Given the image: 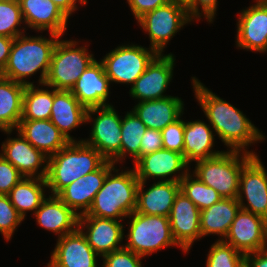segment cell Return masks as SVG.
Here are the masks:
<instances>
[{"mask_svg": "<svg viewBox=\"0 0 267 267\" xmlns=\"http://www.w3.org/2000/svg\"><path fill=\"white\" fill-rule=\"evenodd\" d=\"M195 98L199 102L212 129L229 150L250 153L249 145L264 141L265 136L251 123L250 119L235 106L210 91L196 77H192Z\"/></svg>", "mask_w": 267, "mask_h": 267, "instance_id": "6da1fadb", "label": "cell"}, {"mask_svg": "<svg viewBox=\"0 0 267 267\" xmlns=\"http://www.w3.org/2000/svg\"><path fill=\"white\" fill-rule=\"evenodd\" d=\"M50 39L44 36L19 35L14 38L7 64L1 76L17 83L33 85L27 77L40 70L39 85H44L51 63L54 47L62 37L49 33Z\"/></svg>", "mask_w": 267, "mask_h": 267, "instance_id": "7a4b0ae2", "label": "cell"}, {"mask_svg": "<svg viewBox=\"0 0 267 267\" xmlns=\"http://www.w3.org/2000/svg\"><path fill=\"white\" fill-rule=\"evenodd\" d=\"M107 160L83 139L71 141L48 157L47 187L58 195L66 186L98 170Z\"/></svg>", "mask_w": 267, "mask_h": 267, "instance_id": "3957f363", "label": "cell"}, {"mask_svg": "<svg viewBox=\"0 0 267 267\" xmlns=\"http://www.w3.org/2000/svg\"><path fill=\"white\" fill-rule=\"evenodd\" d=\"M112 171L115 174H112ZM111 169L96 193L88 212L82 216H95L123 220L136 210L139 180L134 169L118 173ZM124 217V218H123Z\"/></svg>", "mask_w": 267, "mask_h": 267, "instance_id": "277c9868", "label": "cell"}, {"mask_svg": "<svg viewBox=\"0 0 267 267\" xmlns=\"http://www.w3.org/2000/svg\"><path fill=\"white\" fill-rule=\"evenodd\" d=\"M253 157L250 153L227 149L217 156L197 161L193 174L223 198H237L240 173Z\"/></svg>", "mask_w": 267, "mask_h": 267, "instance_id": "5b68a950", "label": "cell"}, {"mask_svg": "<svg viewBox=\"0 0 267 267\" xmlns=\"http://www.w3.org/2000/svg\"><path fill=\"white\" fill-rule=\"evenodd\" d=\"M128 218L131 221L125 249L145 257L168 246H179L173 238L168 217L134 211Z\"/></svg>", "mask_w": 267, "mask_h": 267, "instance_id": "8992f818", "label": "cell"}, {"mask_svg": "<svg viewBox=\"0 0 267 267\" xmlns=\"http://www.w3.org/2000/svg\"><path fill=\"white\" fill-rule=\"evenodd\" d=\"M73 40H58L44 85L56 90L70 91L80 75L95 61L86 46L77 47Z\"/></svg>", "mask_w": 267, "mask_h": 267, "instance_id": "52a82bcc", "label": "cell"}, {"mask_svg": "<svg viewBox=\"0 0 267 267\" xmlns=\"http://www.w3.org/2000/svg\"><path fill=\"white\" fill-rule=\"evenodd\" d=\"M95 114H98L97 117L92 118ZM91 120L93 127L90 138L83 141L95 148L107 161H112L114 164L121 163V116L109 104L87 109L86 122Z\"/></svg>", "mask_w": 267, "mask_h": 267, "instance_id": "ba28073f", "label": "cell"}, {"mask_svg": "<svg viewBox=\"0 0 267 267\" xmlns=\"http://www.w3.org/2000/svg\"><path fill=\"white\" fill-rule=\"evenodd\" d=\"M157 55L151 48L127 44L111 50L101 63L110 83H126L132 86Z\"/></svg>", "mask_w": 267, "mask_h": 267, "instance_id": "9c48e42d", "label": "cell"}, {"mask_svg": "<svg viewBox=\"0 0 267 267\" xmlns=\"http://www.w3.org/2000/svg\"><path fill=\"white\" fill-rule=\"evenodd\" d=\"M137 21L149 35V47L158 54H163L165 46L181 27L194 20L189 17L185 5L169 2L144 14Z\"/></svg>", "mask_w": 267, "mask_h": 267, "instance_id": "30bf717a", "label": "cell"}, {"mask_svg": "<svg viewBox=\"0 0 267 267\" xmlns=\"http://www.w3.org/2000/svg\"><path fill=\"white\" fill-rule=\"evenodd\" d=\"M223 242L245 256L266 249V219L240 208Z\"/></svg>", "mask_w": 267, "mask_h": 267, "instance_id": "8fae6325", "label": "cell"}, {"mask_svg": "<svg viewBox=\"0 0 267 267\" xmlns=\"http://www.w3.org/2000/svg\"><path fill=\"white\" fill-rule=\"evenodd\" d=\"M237 200L242 209L267 219V170L259 155L242 168Z\"/></svg>", "mask_w": 267, "mask_h": 267, "instance_id": "7c38bea8", "label": "cell"}, {"mask_svg": "<svg viewBox=\"0 0 267 267\" xmlns=\"http://www.w3.org/2000/svg\"><path fill=\"white\" fill-rule=\"evenodd\" d=\"M174 63L175 58L172 53L158 54L131 86L130 96L139 102L171 96L164 93L172 80Z\"/></svg>", "mask_w": 267, "mask_h": 267, "instance_id": "4fadbf2b", "label": "cell"}, {"mask_svg": "<svg viewBox=\"0 0 267 267\" xmlns=\"http://www.w3.org/2000/svg\"><path fill=\"white\" fill-rule=\"evenodd\" d=\"M134 165L135 174L142 182L149 178L180 182L190 171L182 154L164 148L140 157Z\"/></svg>", "mask_w": 267, "mask_h": 267, "instance_id": "5bb4252c", "label": "cell"}, {"mask_svg": "<svg viewBox=\"0 0 267 267\" xmlns=\"http://www.w3.org/2000/svg\"><path fill=\"white\" fill-rule=\"evenodd\" d=\"M174 240L184 253L200 240V209L181 191L176 195L168 216Z\"/></svg>", "mask_w": 267, "mask_h": 267, "instance_id": "9a60e30c", "label": "cell"}, {"mask_svg": "<svg viewBox=\"0 0 267 267\" xmlns=\"http://www.w3.org/2000/svg\"><path fill=\"white\" fill-rule=\"evenodd\" d=\"M238 16L236 44L245 50L267 52V0H255Z\"/></svg>", "mask_w": 267, "mask_h": 267, "instance_id": "2e32d148", "label": "cell"}, {"mask_svg": "<svg viewBox=\"0 0 267 267\" xmlns=\"http://www.w3.org/2000/svg\"><path fill=\"white\" fill-rule=\"evenodd\" d=\"M120 221L95 216H79L78 228L85 235L92 249L102 257L124 248V245H121L124 239V225Z\"/></svg>", "mask_w": 267, "mask_h": 267, "instance_id": "e0dca14e", "label": "cell"}, {"mask_svg": "<svg viewBox=\"0 0 267 267\" xmlns=\"http://www.w3.org/2000/svg\"><path fill=\"white\" fill-rule=\"evenodd\" d=\"M17 136L9 137L2 143L0 154L24 177L46 178L48 157L33 147L19 132Z\"/></svg>", "mask_w": 267, "mask_h": 267, "instance_id": "ac0fdd59", "label": "cell"}, {"mask_svg": "<svg viewBox=\"0 0 267 267\" xmlns=\"http://www.w3.org/2000/svg\"><path fill=\"white\" fill-rule=\"evenodd\" d=\"M97 256L82 231L59 237L47 267H97Z\"/></svg>", "mask_w": 267, "mask_h": 267, "instance_id": "d6986e66", "label": "cell"}, {"mask_svg": "<svg viewBox=\"0 0 267 267\" xmlns=\"http://www.w3.org/2000/svg\"><path fill=\"white\" fill-rule=\"evenodd\" d=\"M114 166L115 164L112 161H106L98 170L73 181L57 196L78 216L86 214L96 193L101 189L108 172Z\"/></svg>", "mask_w": 267, "mask_h": 267, "instance_id": "ffe728a7", "label": "cell"}, {"mask_svg": "<svg viewBox=\"0 0 267 267\" xmlns=\"http://www.w3.org/2000/svg\"><path fill=\"white\" fill-rule=\"evenodd\" d=\"M110 80L101 61H93L80 75L70 92L86 108L107 106Z\"/></svg>", "mask_w": 267, "mask_h": 267, "instance_id": "44dd1931", "label": "cell"}, {"mask_svg": "<svg viewBox=\"0 0 267 267\" xmlns=\"http://www.w3.org/2000/svg\"><path fill=\"white\" fill-rule=\"evenodd\" d=\"M18 2L28 28L64 35L68 17L52 0H18Z\"/></svg>", "mask_w": 267, "mask_h": 267, "instance_id": "7402d4cb", "label": "cell"}, {"mask_svg": "<svg viewBox=\"0 0 267 267\" xmlns=\"http://www.w3.org/2000/svg\"><path fill=\"white\" fill-rule=\"evenodd\" d=\"M146 182H139L137 189L136 212L145 215L168 217L176 195L180 191V182L158 181L144 190Z\"/></svg>", "mask_w": 267, "mask_h": 267, "instance_id": "603a6c76", "label": "cell"}, {"mask_svg": "<svg viewBox=\"0 0 267 267\" xmlns=\"http://www.w3.org/2000/svg\"><path fill=\"white\" fill-rule=\"evenodd\" d=\"M183 110L184 103L176 96L141 101L132 109L147 128L159 131L182 116Z\"/></svg>", "mask_w": 267, "mask_h": 267, "instance_id": "cb8c5ba5", "label": "cell"}, {"mask_svg": "<svg viewBox=\"0 0 267 267\" xmlns=\"http://www.w3.org/2000/svg\"><path fill=\"white\" fill-rule=\"evenodd\" d=\"M38 225L52 231L59 237L74 232L78 228L79 216L57 195H49L33 213Z\"/></svg>", "mask_w": 267, "mask_h": 267, "instance_id": "d4e9b609", "label": "cell"}, {"mask_svg": "<svg viewBox=\"0 0 267 267\" xmlns=\"http://www.w3.org/2000/svg\"><path fill=\"white\" fill-rule=\"evenodd\" d=\"M87 109L70 91L54 89V101L50 121L59 129L68 141H77L69 131L86 122Z\"/></svg>", "mask_w": 267, "mask_h": 267, "instance_id": "484cf974", "label": "cell"}, {"mask_svg": "<svg viewBox=\"0 0 267 267\" xmlns=\"http://www.w3.org/2000/svg\"><path fill=\"white\" fill-rule=\"evenodd\" d=\"M16 131L47 157L54 155L70 142L50 119L20 120Z\"/></svg>", "mask_w": 267, "mask_h": 267, "instance_id": "4316f807", "label": "cell"}, {"mask_svg": "<svg viewBox=\"0 0 267 267\" xmlns=\"http://www.w3.org/2000/svg\"><path fill=\"white\" fill-rule=\"evenodd\" d=\"M213 134L210 124L204 121L185 122L183 157L188 165L223 152L212 150L215 141Z\"/></svg>", "mask_w": 267, "mask_h": 267, "instance_id": "83f0119b", "label": "cell"}, {"mask_svg": "<svg viewBox=\"0 0 267 267\" xmlns=\"http://www.w3.org/2000/svg\"><path fill=\"white\" fill-rule=\"evenodd\" d=\"M25 85L0 75V130L8 135L22 119Z\"/></svg>", "mask_w": 267, "mask_h": 267, "instance_id": "f1b7e54d", "label": "cell"}, {"mask_svg": "<svg viewBox=\"0 0 267 267\" xmlns=\"http://www.w3.org/2000/svg\"><path fill=\"white\" fill-rule=\"evenodd\" d=\"M237 198H222L209 208L200 211L201 236L217 234L223 241L240 209Z\"/></svg>", "mask_w": 267, "mask_h": 267, "instance_id": "f546056e", "label": "cell"}, {"mask_svg": "<svg viewBox=\"0 0 267 267\" xmlns=\"http://www.w3.org/2000/svg\"><path fill=\"white\" fill-rule=\"evenodd\" d=\"M46 178L23 177L8 194L10 201L19 214L25 219L26 211L39 208L45 196Z\"/></svg>", "mask_w": 267, "mask_h": 267, "instance_id": "4dcf8cb0", "label": "cell"}, {"mask_svg": "<svg viewBox=\"0 0 267 267\" xmlns=\"http://www.w3.org/2000/svg\"><path fill=\"white\" fill-rule=\"evenodd\" d=\"M46 87L51 88V91L48 89H39L34 84L25 86L21 120L50 119L54 101V88Z\"/></svg>", "mask_w": 267, "mask_h": 267, "instance_id": "1f68e13d", "label": "cell"}, {"mask_svg": "<svg viewBox=\"0 0 267 267\" xmlns=\"http://www.w3.org/2000/svg\"><path fill=\"white\" fill-rule=\"evenodd\" d=\"M121 128V163L128 155L133 157L135 163L140 158L141 139L147 127L133 111H130L122 119Z\"/></svg>", "mask_w": 267, "mask_h": 267, "instance_id": "d6a6232c", "label": "cell"}, {"mask_svg": "<svg viewBox=\"0 0 267 267\" xmlns=\"http://www.w3.org/2000/svg\"><path fill=\"white\" fill-rule=\"evenodd\" d=\"M189 172L191 171H188L180 180V191L183 192L200 211L209 208L223 198L214 188L204 184L197 176Z\"/></svg>", "mask_w": 267, "mask_h": 267, "instance_id": "836d02e7", "label": "cell"}, {"mask_svg": "<svg viewBox=\"0 0 267 267\" xmlns=\"http://www.w3.org/2000/svg\"><path fill=\"white\" fill-rule=\"evenodd\" d=\"M23 22L24 19L18 0H0L1 36L15 38L24 34L25 28H18Z\"/></svg>", "mask_w": 267, "mask_h": 267, "instance_id": "e575fe53", "label": "cell"}, {"mask_svg": "<svg viewBox=\"0 0 267 267\" xmlns=\"http://www.w3.org/2000/svg\"><path fill=\"white\" fill-rule=\"evenodd\" d=\"M206 267H245V255L223 241H216L210 247Z\"/></svg>", "mask_w": 267, "mask_h": 267, "instance_id": "d590c367", "label": "cell"}, {"mask_svg": "<svg viewBox=\"0 0 267 267\" xmlns=\"http://www.w3.org/2000/svg\"><path fill=\"white\" fill-rule=\"evenodd\" d=\"M23 217L12 205L8 195L0 194V233L9 241Z\"/></svg>", "mask_w": 267, "mask_h": 267, "instance_id": "8d00e7d4", "label": "cell"}, {"mask_svg": "<svg viewBox=\"0 0 267 267\" xmlns=\"http://www.w3.org/2000/svg\"><path fill=\"white\" fill-rule=\"evenodd\" d=\"M180 118L181 116L161 130V134L164 149L175 151L183 155L185 121Z\"/></svg>", "mask_w": 267, "mask_h": 267, "instance_id": "74e56055", "label": "cell"}, {"mask_svg": "<svg viewBox=\"0 0 267 267\" xmlns=\"http://www.w3.org/2000/svg\"><path fill=\"white\" fill-rule=\"evenodd\" d=\"M102 257V267H142L140 260L143 257L125 248L105 254Z\"/></svg>", "mask_w": 267, "mask_h": 267, "instance_id": "f35d334b", "label": "cell"}, {"mask_svg": "<svg viewBox=\"0 0 267 267\" xmlns=\"http://www.w3.org/2000/svg\"><path fill=\"white\" fill-rule=\"evenodd\" d=\"M24 176L0 154V194L8 195Z\"/></svg>", "mask_w": 267, "mask_h": 267, "instance_id": "ab89813d", "label": "cell"}, {"mask_svg": "<svg viewBox=\"0 0 267 267\" xmlns=\"http://www.w3.org/2000/svg\"><path fill=\"white\" fill-rule=\"evenodd\" d=\"M217 4V0H189L185 7L192 20H200L201 16L204 14L206 20L212 23L216 15ZM200 8L202 10H200Z\"/></svg>", "mask_w": 267, "mask_h": 267, "instance_id": "60d3db41", "label": "cell"}, {"mask_svg": "<svg viewBox=\"0 0 267 267\" xmlns=\"http://www.w3.org/2000/svg\"><path fill=\"white\" fill-rule=\"evenodd\" d=\"M163 148L162 134L159 130L147 128L140 144V157Z\"/></svg>", "mask_w": 267, "mask_h": 267, "instance_id": "b9f144b4", "label": "cell"}, {"mask_svg": "<svg viewBox=\"0 0 267 267\" xmlns=\"http://www.w3.org/2000/svg\"><path fill=\"white\" fill-rule=\"evenodd\" d=\"M171 2L170 0H127V3L138 20L144 14L155 10L157 7L163 6Z\"/></svg>", "mask_w": 267, "mask_h": 267, "instance_id": "7bdbcfd3", "label": "cell"}, {"mask_svg": "<svg viewBox=\"0 0 267 267\" xmlns=\"http://www.w3.org/2000/svg\"><path fill=\"white\" fill-rule=\"evenodd\" d=\"M245 267H267V248L246 255Z\"/></svg>", "mask_w": 267, "mask_h": 267, "instance_id": "ee69618b", "label": "cell"}, {"mask_svg": "<svg viewBox=\"0 0 267 267\" xmlns=\"http://www.w3.org/2000/svg\"><path fill=\"white\" fill-rule=\"evenodd\" d=\"M14 38L0 35V75L7 64Z\"/></svg>", "mask_w": 267, "mask_h": 267, "instance_id": "f6af8a7d", "label": "cell"}, {"mask_svg": "<svg viewBox=\"0 0 267 267\" xmlns=\"http://www.w3.org/2000/svg\"><path fill=\"white\" fill-rule=\"evenodd\" d=\"M61 11L69 18L71 14L77 10V1L79 4L85 5L87 4V0H52Z\"/></svg>", "mask_w": 267, "mask_h": 267, "instance_id": "bcb514c9", "label": "cell"}, {"mask_svg": "<svg viewBox=\"0 0 267 267\" xmlns=\"http://www.w3.org/2000/svg\"><path fill=\"white\" fill-rule=\"evenodd\" d=\"M171 2H178L181 3L183 5H186L188 3L189 0H170Z\"/></svg>", "mask_w": 267, "mask_h": 267, "instance_id": "7dc6e473", "label": "cell"}]
</instances>
